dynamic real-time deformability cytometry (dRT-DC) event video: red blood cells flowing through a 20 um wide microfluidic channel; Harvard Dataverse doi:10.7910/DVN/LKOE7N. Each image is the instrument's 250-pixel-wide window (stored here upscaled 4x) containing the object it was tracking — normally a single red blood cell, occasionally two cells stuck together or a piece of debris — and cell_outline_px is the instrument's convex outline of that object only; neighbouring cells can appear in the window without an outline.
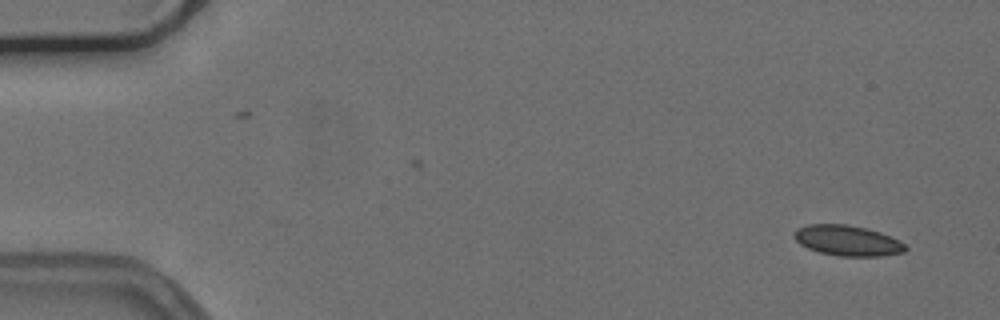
{"species": "common noctule bat (a hibernating species)", "species_latin": "Nyctalus noctula", "temperature_condition": "cold", "stored_images_in_passage": 52, "camera_frame_rate_fps": 3000, "um_per_image_px": 0.085, "animal": {"sex": "female", "body_mass_g": 24.6, "forearm_length_mm": 56.2}, "frame": {"image": 1, "passage_image": 1, "time_ms": 0.0, "image_size_px": [1000, 320], "cell_outline_px": [[908, 248], [904, 252], [880, 256], [840, 256], [820, 252], [808, 248], [800, 244], [792, 236], [792, 232], [796, 228], [808, 224], [848, 224], [880, 232], [904, 244]], "centroid_in_image_um": [71.97, 20.44], "position_along_channel_um": 13.0, "area_um2": 19.65}}
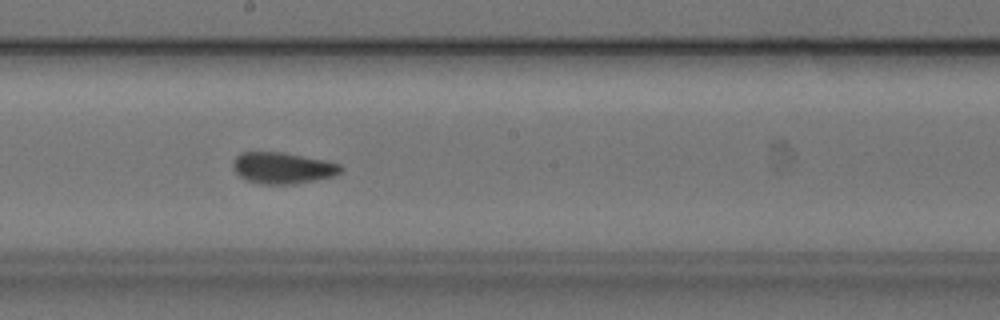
{"frame": {"image": 2, "passage_image": 28, "time_ms": 9.0, "image_size_px": [1000, 320], "cell_outline_px": [[344, 168], [336, 176], [292, 184], [260, 184], [248, 180], [240, 176], [232, 168], [232, 160], [240, 152], [284, 152], [324, 160], [340, 164]], "centroid_in_image_um": [24.02, 14.27], "position_along_channel_um": 224.2, "area_um2": 19.77}}
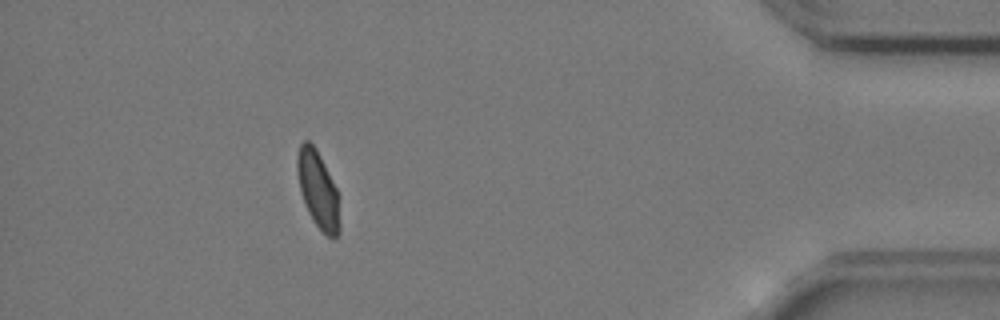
{"frame": {"image": 3, "passage_image": 47, "time_ms": 15.333, "image_size_px": [1000, 320], "cell_outline_px": [[340, 232], [332, 240], [312, 220], [308, 212], [300, 192], [296, 172], [296, 156], [300, 144], [304, 140], [308, 140], [316, 148], [340, 196]], "centroid_in_image_um": [27.04, 16.14], "position_along_channel_um": 408.2, "area_um2": 19.42}, "authors_computed_cell_mechanics": {"area_um2": 19.9699, "velocity_mm_per_s": 3.7421, "shape_relaxation_time_tau1_ms": null, "shape_relaxation_time_tau2_ms": 1.1261, "deformation_change_tau1": null, "deformation_change_tau2": 0.0454}}